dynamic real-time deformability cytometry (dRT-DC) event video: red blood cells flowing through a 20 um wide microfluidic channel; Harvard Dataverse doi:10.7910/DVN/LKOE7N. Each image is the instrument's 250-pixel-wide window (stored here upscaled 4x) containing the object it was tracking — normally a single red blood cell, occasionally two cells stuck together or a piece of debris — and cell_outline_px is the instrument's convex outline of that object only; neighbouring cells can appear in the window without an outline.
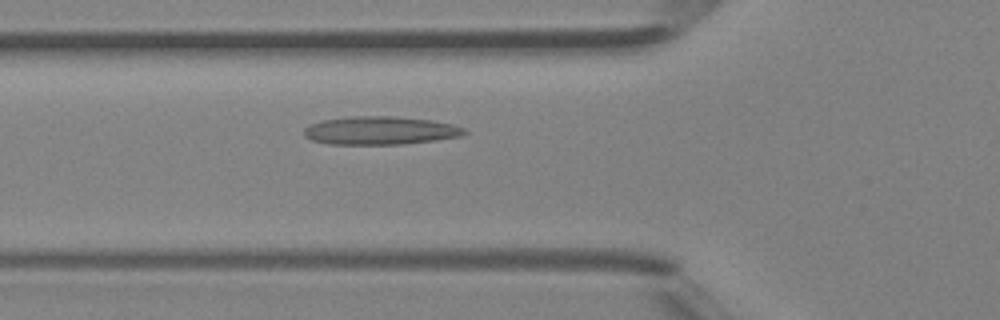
{"species": "Egyptian fruit bat (a non-hibernating species)", "species_latin": "Rousettus aegyptiacus", "temperature_condition": "room temperature", "stored_images_in_passage": 39, "camera_frame_rate_fps": 3000, "um_per_image_px": 0.085, "animal": {"sex": "female"}, "frame": {"image": 1, "passage_image": 9, "time_ms": 2.667, "image_size_px": [1000, 320], "cell_outline_px": [[468, 132], [460, 136], [436, 140], [404, 144], [328, 144], [312, 140], [304, 136], [304, 128], [320, 120], [348, 116], [392, 116], [428, 120], [452, 124], [464, 128]], "centroid_in_image_um": [32.29, 11.09], "position_along_channel_um": 93.5, "area_um2": 26.36}}
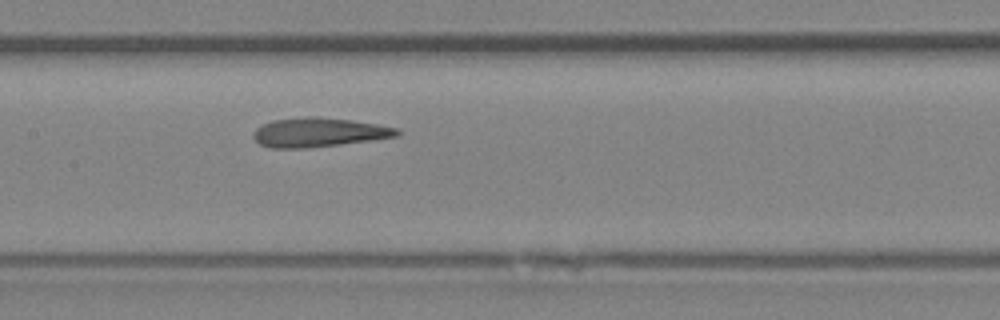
{"frame": {"image": 2, "passage_image": 15, "time_ms": 4.667, "image_size_px": [1000, 320], "cell_outline_px": [[400, 136], [372, 140], [340, 144], [304, 148], [272, 148], [260, 144], [252, 136], [252, 132], [256, 128], [272, 120], [304, 116], [312, 116], [352, 120], [400, 128]], "centroid_in_image_um": [27.11, 11.24], "position_along_channel_um": 180.3, "area_um2": 24.51}}
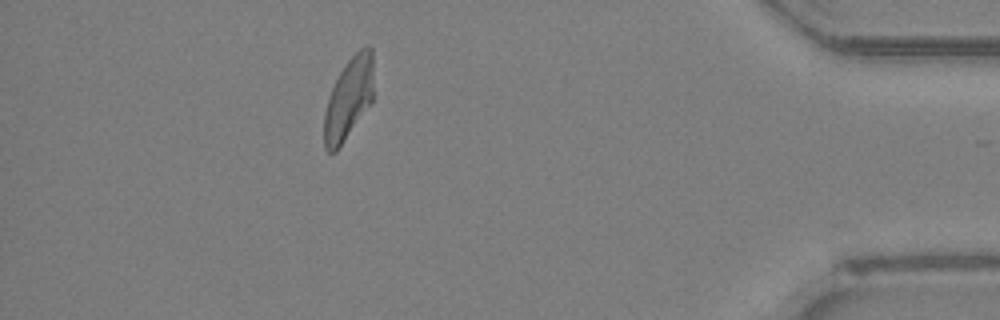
{"frame": {"image": 3, "passage_image": 34, "time_ms": 11.0, "image_size_px": [1000, 320], "cell_outline_px": [[372, 100], [336, 152], [328, 152], [324, 148], [324, 112], [328, 96], [344, 64], [360, 48], [368, 44], [372, 48]], "centroid_in_image_um": [29.61, 8.37], "position_along_channel_um": 405.6, "area_um2": 23.18}, "authors_computed_cell_mechanics": {"area_um2": 24.276, "velocity_mm_per_s": 4.3485, "shape_relaxation_time_tau1_ms": null, "shape_relaxation_time_tau2_ms": 2.9548, "deformation_change_tau1": null, "deformation_change_tau2": 0.1184}}